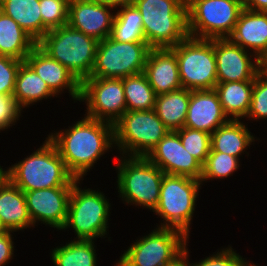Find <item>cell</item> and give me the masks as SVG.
Here are the masks:
<instances>
[{
    "label": "cell",
    "mask_w": 267,
    "mask_h": 266,
    "mask_svg": "<svg viewBox=\"0 0 267 266\" xmlns=\"http://www.w3.org/2000/svg\"><path fill=\"white\" fill-rule=\"evenodd\" d=\"M146 157L165 174L201 178L202 164L184 148L176 131H169Z\"/></svg>",
    "instance_id": "cell-16"
},
{
    "label": "cell",
    "mask_w": 267,
    "mask_h": 266,
    "mask_svg": "<svg viewBox=\"0 0 267 266\" xmlns=\"http://www.w3.org/2000/svg\"><path fill=\"white\" fill-rule=\"evenodd\" d=\"M255 135L241 120H229L211 134L210 152H221L239 158L255 142Z\"/></svg>",
    "instance_id": "cell-23"
},
{
    "label": "cell",
    "mask_w": 267,
    "mask_h": 266,
    "mask_svg": "<svg viewBox=\"0 0 267 266\" xmlns=\"http://www.w3.org/2000/svg\"><path fill=\"white\" fill-rule=\"evenodd\" d=\"M176 132L184 148L203 165L211 150V134L189 127H183Z\"/></svg>",
    "instance_id": "cell-33"
},
{
    "label": "cell",
    "mask_w": 267,
    "mask_h": 266,
    "mask_svg": "<svg viewBox=\"0 0 267 266\" xmlns=\"http://www.w3.org/2000/svg\"><path fill=\"white\" fill-rule=\"evenodd\" d=\"M229 120L214 89L191 91L184 127L212 134Z\"/></svg>",
    "instance_id": "cell-19"
},
{
    "label": "cell",
    "mask_w": 267,
    "mask_h": 266,
    "mask_svg": "<svg viewBox=\"0 0 267 266\" xmlns=\"http://www.w3.org/2000/svg\"><path fill=\"white\" fill-rule=\"evenodd\" d=\"M189 238L179 230L156 227L124 250L114 266H167L184 254Z\"/></svg>",
    "instance_id": "cell-9"
},
{
    "label": "cell",
    "mask_w": 267,
    "mask_h": 266,
    "mask_svg": "<svg viewBox=\"0 0 267 266\" xmlns=\"http://www.w3.org/2000/svg\"><path fill=\"white\" fill-rule=\"evenodd\" d=\"M170 49L177 57L182 87L191 91L215 88L217 69L214 39H198L188 36Z\"/></svg>",
    "instance_id": "cell-11"
},
{
    "label": "cell",
    "mask_w": 267,
    "mask_h": 266,
    "mask_svg": "<svg viewBox=\"0 0 267 266\" xmlns=\"http://www.w3.org/2000/svg\"><path fill=\"white\" fill-rule=\"evenodd\" d=\"M134 5L151 48H170L189 36L186 0H135Z\"/></svg>",
    "instance_id": "cell-3"
},
{
    "label": "cell",
    "mask_w": 267,
    "mask_h": 266,
    "mask_svg": "<svg viewBox=\"0 0 267 266\" xmlns=\"http://www.w3.org/2000/svg\"><path fill=\"white\" fill-rule=\"evenodd\" d=\"M202 183L187 176L164 174L160 187V198L153 211L161 219L159 228H172L181 231L188 238L190 226Z\"/></svg>",
    "instance_id": "cell-6"
},
{
    "label": "cell",
    "mask_w": 267,
    "mask_h": 266,
    "mask_svg": "<svg viewBox=\"0 0 267 266\" xmlns=\"http://www.w3.org/2000/svg\"><path fill=\"white\" fill-rule=\"evenodd\" d=\"M111 37L118 42H146L142 16L135 5L117 8Z\"/></svg>",
    "instance_id": "cell-30"
},
{
    "label": "cell",
    "mask_w": 267,
    "mask_h": 266,
    "mask_svg": "<svg viewBox=\"0 0 267 266\" xmlns=\"http://www.w3.org/2000/svg\"><path fill=\"white\" fill-rule=\"evenodd\" d=\"M47 83L48 87L58 96L68 90L69 96L75 101L80 100L81 83L61 63L54 60L36 45L24 60Z\"/></svg>",
    "instance_id": "cell-18"
},
{
    "label": "cell",
    "mask_w": 267,
    "mask_h": 266,
    "mask_svg": "<svg viewBox=\"0 0 267 266\" xmlns=\"http://www.w3.org/2000/svg\"><path fill=\"white\" fill-rule=\"evenodd\" d=\"M115 11L95 0H70L67 24L101 41L111 35Z\"/></svg>",
    "instance_id": "cell-17"
},
{
    "label": "cell",
    "mask_w": 267,
    "mask_h": 266,
    "mask_svg": "<svg viewBox=\"0 0 267 266\" xmlns=\"http://www.w3.org/2000/svg\"><path fill=\"white\" fill-rule=\"evenodd\" d=\"M264 68L267 70V61L264 63Z\"/></svg>",
    "instance_id": "cell-46"
},
{
    "label": "cell",
    "mask_w": 267,
    "mask_h": 266,
    "mask_svg": "<svg viewBox=\"0 0 267 266\" xmlns=\"http://www.w3.org/2000/svg\"><path fill=\"white\" fill-rule=\"evenodd\" d=\"M36 45L16 21L0 11V55L24 61Z\"/></svg>",
    "instance_id": "cell-25"
},
{
    "label": "cell",
    "mask_w": 267,
    "mask_h": 266,
    "mask_svg": "<svg viewBox=\"0 0 267 266\" xmlns=\"http://www.w3.org/2000/svg\"><path fill=\"white\" fill-rule=\"evenodd\" d=\"M245 266H258V265H256V264H254V263H247Z\"/></svg>",
    "instance_id": "cell-45"
},
{
    "label": "cell",
    "mask_w": 267,
    "mask_h": 266,
    "mask_svg": "<svg viewBox=\"0 0 267 266\" xmlns=\"http://www.w3.org/2000/svg\"><path fill=\"white\" fill-rule=\"evenodd\" d=\"M169 131L155 110L126 111L114 124L115 147L121 155L146 157Z\"/></svg>",
    "instance_id": "cell-10"
},
{
    "label": "cell",
    "mask_w": 267,
    "mask_h": 266,
    "mask_svg": "<svg viewBox=\"0 0 267 266\" xmlns=\"http://www.w3.org/2000/svg\"><path fill=\"white\" fill-rule=\"evenodd\" d=\"M103 4L109 5L117 10L119 7L131 6L135 4V0H95Z\"/></svg>",
    "instance_id": "cell-41"
},
{
    "label": "cell",
    "mask_w": 267,
    "mask_h": 266,
    "mask_svg": "<svg viewBox=\"0 0 267 266\" xmlns=\"http://www.w3.org/2000/svg\"><path fill=\"white\" fill-rule=\"evenodd\" d=\"M4 232H6L5 228L2 226L1 222H0V234H3Z\"/></svg>",
    "instance_id": "cell-44"
},
{
    "label": "cell",
    "mask_w": 267,
    "mask_h": 266,
    "mask_svg": "<svg viewBox=\"0 0 267 266\" xmlns=\"http://www.w3.org/2000/svg\"><path fill=\"white\" fill-rule=\"evenodd\" d=\"M3 166H0V188L6 183L8 178V168L3 169Z\"/></svg>",
    "instance_id": "cell-43"
},
{
    "label": "cell",
    "mask_w": 267,
    "mask_h": 266,
    "mask_svg": "<svg viewBox=\"0 0 267 266\" xmlns=\"http://www.w3.org/2000/svg\"><path fill=\"white\" fill-rule=\"evenodd\" d=\"M127 111L154 110L156 94L144 72L122 78Z\"/></svg>",
    "instance_id": "cell-31"
},
{
    "label": "cell",
    "mask_w": 267,
    "mask_h": 266,
    "mask_svg": "<svg viewBox=\"0 0 267 266\" xmlns=\"http://www.w3.org/2000/svg\"><path fill=\"white\" fill-rule=\"evenodd\" d=\"M187 246L188 244L186 245L184 254L180 256L175 262L167 266H192L191 263L189 262L190 255Z\"/></svg>",
    "instance_id": "cell-42"
},
{
    "label": "cell",
    "mask_w": 267,
    "mask_h": 266,
    "mask_svg": "<svg viewBox=\"0 0 267 266\" xmlns=\"http://www.w3.org/2000/svg\"><path fill=\"white\" fill-rule=\"evenodd\" d=\"M0 222L6 231L12 232L33 227L24 191L9 179L0 188Z\"/></svg>",
    "instance_id": "cell-22"
},
{
    "label": "cell",
    "mask_w": 267,
    "mask_h": 266,
    "mask_svg": "<svg viewBox=\"0 0 267 266\" xmlns=\"http://www.w3.org/2000/svg\"><path fill=\"white\" fill-rule=\"evenodd\" d=\"M47 136L69 173L82 181L94 164L115 147L114 125L86 115L72 126Z\"/></svg>",
    "instance_id": "cell-1"
},
{
    "label": "cell",
    "mask_w": 267,
    "mask_h": 266,
    "mask_svg": "<svg viewBox=\"0 0 267 266\" xmlns=\"http://www.w3.org/2000/svg\"><path fill=\"white\" fill-rule=\"evenodd\" d=\"M13 97L24 110V108L34 105V103L40 102L48 97H57V95L48 87L47 83L23 61L16 75Z\"/></svg>",
    "instance_id": "cell-26"
},
{
    "label": "cell",
    "mask_w": 267,
    "mask_h": 266,
    "mask_svg": "<svg viewBox=\"0 0 267 266\" xmlns=\"http://www.w3.org/2000/svg\"><path fill=\"white\" fill-rule=\"evenodd\" d=\"M99 41L68 24L49 30L37 45L81 83L90 77Z\"/></svg>",
    "instance_id": "cell-5"
},
{
    "label": "cell",
    "mask_w": 267,
    "mask_h": 266,
    "mask_svg": "<svg viewBox=\"0 0 267 266\" xmlns=\"http://www.w3.org/2000/svg\"><path fill=\"white\" fill-rule=\"evenodd\" d=\"M229 39L250 50L263 63L267 61V12L243 8Z\"/></svg>",
    "instance_id": "cell-20"
},
{
    "label": "cell",
    "mask_w": 267,
    "mask_h": 266,
    "mask_svg": "<svg viewBox=\"0 0 267 266\" xmlns=\"http://www.w3.org/2000/svg\"><path fill=\"white\" fill-rule=\"evenodd\" d=\"M86 103V116L115 124L127 111L123 80L88 77L81 82L80 100Z\"/></svg>",
    "instance_id": "cell-13"
},
{
    "label": "cell",
    "mask_w": 267,
    "mask_h": 266,
    "mask_svg": "<svg viewBox=\"0 0 267 266\" xmlns=\"http://www.w3.org/2000/svg\"><path fill=\"white\" fill-rule=\"evenodd\" d=\"M254 80L217 83L216 91L224 113L230 120H242L250 108Z\"/></svg>",
    "instance_id": "cell-24"
},
{
    "label": "cell",
    "mask_w": 267,
    "mask_h": 266,
    "mask_svg": "<svg viewBox=\"0 0 267 266\" xmlns=\"http://www.w3.org/2000/svg\"><path fill=\"white\" fill-rule=\"evenodd\" d=\"M243 7L252 11L267 12V0H242Z\"/></svg>",
    "instance_id": "cell-40"
},
{
    "label": "cell",
    "mask_w": 267,
    "mask_h": 266,
    "mask_svg": "<svg viewBox=\"0 0 267 266\" xmlns=\"http://www.w3.org/2000/svg\"><path fill=\"white\" fill-rule=\"evenodd\" d=\"M240 167V159L221 152H210L202 165V185L210 179H226ZM204 182V183H203Z\"/></svg>",
    "instance_id": "cell-32"
},
{
    "label": "cell",
    "mask_w": 267,
    "mask_h": 266,
    "mask_svg": "<svg viewBox=\"0 0 267 266\" xmlns=\"http://www.w3.org/2000/svg\"><path fill=\"white\" fill-rule=\"evenodd\" d=\"M247 120L267 119V70L264 68L254 79V87ZM252 118V119H251Z\"/></svg>",
    "instance_id": "cell-35"
},
{
    "label": "cell",
    "mask_w": 267,
    "mask_h": 266,
    "mask_svg": "<svg viewBox=\"0 0 267 266\" xmlns=\"http://www.w3.org/2000/svg\"><path fill=\"white\" fill-rule=\"evenodd\" d=\"M77 180L71 189L68 213L62 230L73 228L74 240H97L109 234L111 203L103 192L91 188L82 189Z\"/></svg>",
    "instance_id": "cell-7"
},
{
    "label": "cell",
    "mask_w": 267,
    "mask_h": 266,
    "mask_svg": "<svg viewBox=\"0 0 267 266\" xmlns=\"http://www.w3.org/2000/svg\"><path fill=\"white\" fill-rule=\"evenodd\" d=\"M0 11L16 21L36 42L42 38L39 0H0Z\"/></svg>",
    "instance_id": "cell-28"
},
{
    "label": "cell",
    "mask_w": 267,
    "mask_h": 266,
    "mask_svg": "<svg viewBox=\"0 0 267 266\" xmlns=\"http://www.w3.org/2000/svg\"><path fill=\"white\" fill-rule=\"evenodd\" d=\"M22 111L13 95L0 94V133L14 126L20 120Z\"/></svg>",
    "instance_id": "cell-38"
},
{
    "label": "cell",
    "mask_w": 267,
    "mask_h": 266,
    "mask_svg": "<svg viewBox=\"0 0 267 266\" xmlns=\"http://www.w3.org/2000/svg\"><path fill=\"white\" fill-rule=\"evenodd\" d=\"M72 187L63 186L24 192L34 228L41 222L45 226L62 231L67 219Z\"/></svg>",
    "instance_id": "cell-15"
},
{
    "label": "cell",
    "mask_w": 267,
    "mask_h": 266,
    "mask_svg": "<svg viewBox=\"0 0 267 266\" xmlns=\"http://www.w3.org/2000/svg\"><path fill=\"white\" fill-rule=\"evenodd\" d=\"M120 157V158H119ZM115 163L117 189L123 204L149 209L158 205L164 172L147 157L120 155Z\"/></svg>",
    "instance_id": "cell-4"
},
{
    "label": "cell",
    "mask_w": 267,
    "mask_h": 266,
    "mask_svg": "<svg viewBox=\"0 0 267 266\" xmlns=\"http://www.w3.org/2000/svg\"><path fill=\"white\" fill-rule=\"evenodd\" d=\"M150 49L146 42H118L109 36L98 43L90 77L122 79L144 72Z\"/></svg>",
    "instance_id": "cell-12"
},
{
    "label": "cell",
    "mask_w": 267,
    "mask_h": 266,
    "mask_svg": "<svg viewBox=\"0 0 267 266\" xmlns=\"http://www.w3.org/2000/svg\"><path fill=\"white\" fill-rule=\"evenodd\" d=\"M213 253L209 257H205L196 263H191L192 266H245L249 260L242 258L239 253H236L232 246L221 248L220 251Z\"/></svg>",
    "instance_id": "cell-36"
},
{
    "label": "cell",
    "mask_w": 267,
    "mask_h": 266,
    "mask_svg": "<svg viewBox=\"0 0 267 266\" xmlns=\"http://www.w3.org/2000/svg\"><path fill=\"white\" fill-rule=\"evenodd\" d=\"M94 240H71L52 249L54 266H97Z\"/></svg>",
    "instance_id": "cell-29"
},
{
    "label": "cell",
    "mask_w": 267,
    "mask_h": 266,
    "mask_svg": "<svg viewBox=\"0 0 267 266\" xmlns=\"http://www.w3.org/2000/svg\"><path fill=\"white\" fill-rule=\"evenodd\" d=\"M144 73L156 95L182 88L177 57L170 48H151Z\"/></svg>",
    "instance_id": "cell-21"
},
{
    "label": "cell",
    "mask_w": 267,
    "mask_h": 266,
    "mask_svg": "<svg viewBox=\"0 0 267 266\" xmlns=\"http://www.w3.org/2000/svg\"><path fill=\"white\" fill-rule=\"evenodd\" d=\"M23 61L0 55V94L13 95L16 75Z\"/></svg>",
    "instance_id": "cell-37"
},
{
    "label": "cell",
    "mask_w": 267,
    "mask_h": 266,
    "mask_svg": "<svg viewBox=\"0 0 267 266\" xmlns=\"http://www.w3.org/2000/svg\"><path fill=\"white\" fill-rule=\"evenodd\" d=\"M70 0H39L42 37L51 29L67 25Z\"/></svg>",
    "instance_id": "cell-34"
},
{
    "label": "cell",
    "mask_w": 267,
    "mask_h": 266,
    "mask_svg": "<svg viewBox=\"0 0 267 266\" xmlns=\"http://www.w3.org/2000/svg\"><path fill=\"white\" fill-rule=\"evenodd\" d=\"M188 35L198 39H225L234 31L242 0H186Z\"/></svg>",
    "instance_id": "cell-8"
},
{
    "label": "cell",
    "mask_w": 267,
    "mask_h": 266,
    "mask_svg": "<svg viewBox=\"0 0 267 266\" xmlns=\"http://www.w3.org/2000/svg\"><path fill=\"white\" fill-rule=\"evenodd\" d=\"M190 95L191 90L182 87L156 96L154 110L170 131L184 127Z\"/></svg>",
    "instance_id": "cell-27"
},
{
    "label": "cell",
    "mask_w": 267,
    "mask_h": 266,
    "mask_svg": "<svg viewBox=\"0 0 267 266\" xmlns=\"http://www.w3.org/2000/svg\"><path fill=\"white\" fill-rule=\"evenodd\" d=\"M217 83L254 80L264 63L229 38L214 39ZM254 58V59H253Z\"/></svg>",
    "instance_id": "cell-14"
},
{
    "label": "cell",
    "mask_w": 267,
    "mask_h": 266,
    "mask_svg": "<svg viewBox=\"0 0 267 266\" xmlns=\"http://www.w3.org/2000/svg\"><path fill=\"white\" fill-rule=\"evenodd\" d=\"M8 178L24 192L73 186L78 180L69 173L64 160L47 137L33 153L9 166Z\"/></svg>",
    "instance_id": "cell-2"
},
{
    "label": "cell",
    "mask_w": 267,
    "mask_h": 266,
    "mask_svg": "<svg viewBox=\"0 0 267 266\" xmlns=\"http://www.w3.org/2000/svg\"><path fill=\"white\" fill-rule=\"evenodd\" d=\"M12 231H6L0 234V266H5L10 263L14 256V237Z\"/></svg>",
    "instance_id": "cell-39"
}]
</instances>
